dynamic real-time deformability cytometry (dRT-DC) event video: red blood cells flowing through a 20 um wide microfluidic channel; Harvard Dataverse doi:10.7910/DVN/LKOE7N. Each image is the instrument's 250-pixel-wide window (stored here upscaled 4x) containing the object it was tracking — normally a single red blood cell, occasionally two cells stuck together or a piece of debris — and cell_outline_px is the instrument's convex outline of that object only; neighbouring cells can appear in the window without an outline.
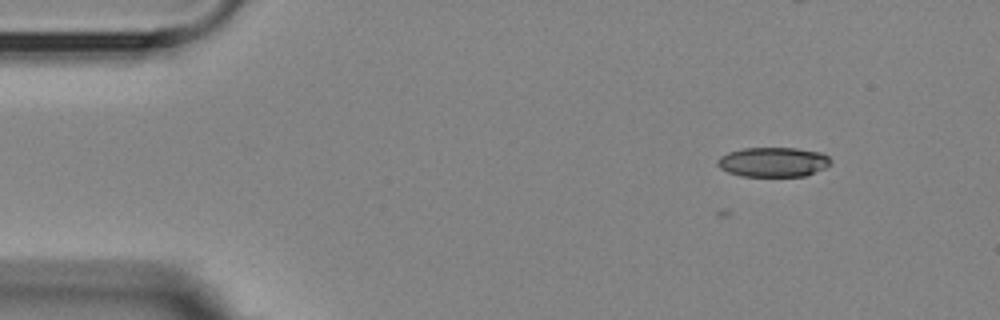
{"species": "Egyptian fruit bat (a non-hibernating species)", "species_latin": "Rousettus aegyptiacus", "temperature_condition": "room temperature", "stored_images_in_passage": 4, "camera_frame_rate_fps": 3000, "um_per_image_px": 0.085, "animal": {"sex": "female"}, "frame": {"image": 1, "passage_image": 2, "time_ms": 1.333, "image_size_px": [1000, 320], "cell_outline_px": [[832, 164], [824, 168], [804, 176], [740, 176], [728, 172], [720, 168], [716, 164], [716, 160], [720, 156], [728, 152], [744, 148], [796, 148], [820, 152], [828, 156], [832, 160]], "centroid_in_image_um": [65.71, 13.77], "position_along_channel_um": 19.3, "area_um2": 19.65}}
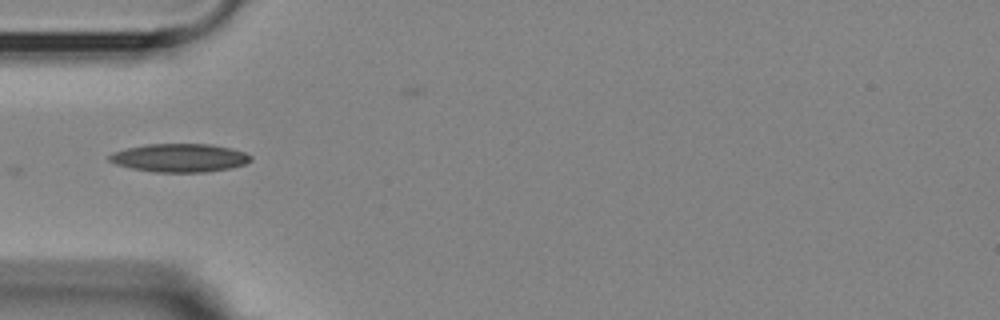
{"frame": {"image": 2, "passage_image": 4, "time_ms": 5.0, "image_size_px": [1000, 320], "cell_outline_px": [[252, 160], [244, 164], [232, 168], [208, 172], [156, 172], [132, 168], [116, 164], [108, 160], [108, 156], [112, 152], [144, 144], [212, 144], [232, 148], [244, 152], [252, 156]], "centroid_in_image_um": [15.29, 13.41], "position_along_channel_um": 69.7, "area_um2": 23.47}}